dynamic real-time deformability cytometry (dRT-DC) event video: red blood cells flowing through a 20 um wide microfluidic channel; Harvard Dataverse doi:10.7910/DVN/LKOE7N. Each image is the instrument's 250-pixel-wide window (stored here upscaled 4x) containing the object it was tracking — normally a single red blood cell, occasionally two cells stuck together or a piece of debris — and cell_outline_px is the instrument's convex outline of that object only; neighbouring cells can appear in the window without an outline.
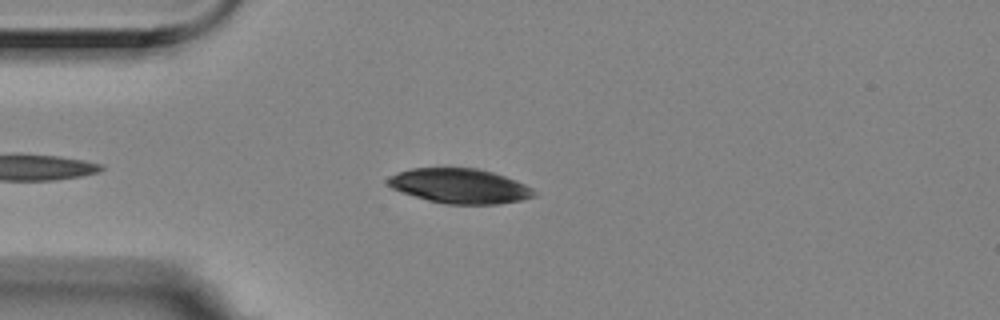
{"species": "Egyptian fruit bat (a non-hibernating species)", "species_latin": "Rousettus aegyptiacus", "temperature_condition": "room temperature", "stored_images_in_passage": 5, "camera_frame_rate_fps": 3000, "um_per_image_px": 0.085, "animal": {"sex": "female"}, "frame": {"image": 1, "passage_image": 5, "time_ms": 1.333, "image_size_px": [1000, 320], "cell_outline_px": [[536, 196], [520, 200], [500, 204], [448, 204], [428, 200], [392, 188], [384, 180], [388, 176], [412, 168], [476, 168], [492, 172], [516, 180], [532, 188], [536, 192]], "centroid_in_image_um": [39.09, 15.81], "position_along_channel_um": 45.9, "area_um2": 29.42}}